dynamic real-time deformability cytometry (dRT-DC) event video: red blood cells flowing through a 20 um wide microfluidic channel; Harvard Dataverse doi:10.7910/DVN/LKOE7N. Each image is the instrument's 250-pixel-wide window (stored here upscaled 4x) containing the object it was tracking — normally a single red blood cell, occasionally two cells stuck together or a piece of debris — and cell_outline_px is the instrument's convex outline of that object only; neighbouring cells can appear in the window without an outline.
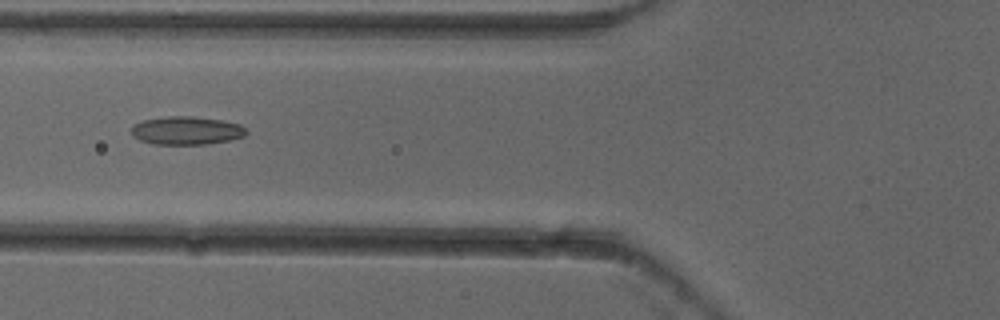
{"species": "common noctule bat (a hibernating species)", "species_latin": "Nyctalus noctula", "temperature_condition": "cold", "stored_images_in_passage": 4, "camera_frame_rate_fps": 3000, "um_per_image_px": 0.085, "animal": {"sex": "female"}, "frame": {"image": 1, "passage_image": 4, "time_ms": 1.0, "image_size_px": [1000, 320], "cell_outline_px": [[248, 132], [244, 136], [228, 140], [208, 144], [152, 144], [140, 140], [132, 136], [132, 124], [144, 120], [168, 116], [192, 116], [224, 120], [240, 124]], "centroid_in_image_um": [15.84, 11.09], "position_along_channel_um": 110.0, "area_um2": 18.96}}